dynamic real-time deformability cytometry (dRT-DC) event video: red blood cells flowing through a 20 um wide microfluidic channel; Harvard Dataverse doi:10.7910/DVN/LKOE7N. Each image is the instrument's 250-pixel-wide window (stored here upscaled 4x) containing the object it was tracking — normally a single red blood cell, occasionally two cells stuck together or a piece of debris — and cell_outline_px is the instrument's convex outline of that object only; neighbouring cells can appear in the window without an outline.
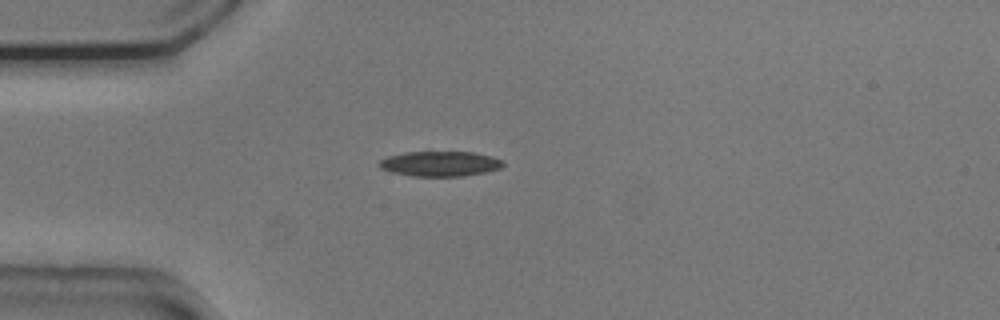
{"species": "common noctule bat (a hibernating species)", "species_latin": "Nyctalus noctula", "temperature_condition": "cold", "stored_images_in_passage": 33, "camera_frame_rate_fps": 3000, "um_per_image_px": 0.085, "animal": {"sex": "male", "body_mass_g": 20.5, "forearm_length_mm": 52.5}, "frame": {"image": 1, "passage_image": 1, "time_ms": 0.0, "image_size_px": [1000, 320], "cell_outline_px": [[504, 164], [500, 168], [484, 172], [464, 176], [412, 176], [392, 172], [380, 168], [376, 164], [380, 160], [388, 156], [404, 152], [476, 152], [492, 156], [504, 160]], "centroid_in_image_um": [37.4, 13.91], "position_along_channel_um": 47.6, "area_um2": 18.21}}
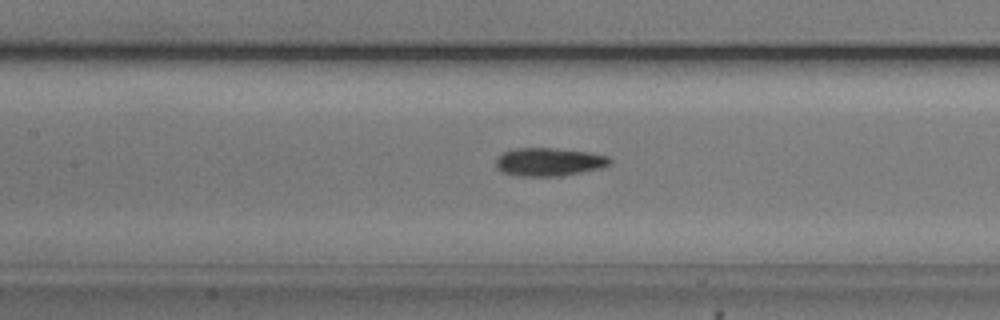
{"frame": {"image": 2, "passage_image": 11, "time_ms": 3.333, "image_size_px": [1000, 320], "cell_outline_px": [[612, 164], [600, 168], [560, 176], [516, 176], [500, 172], [496, 168], [496, 156], [500, 152], [516, 148], [552, 148], [588, 152], [608, 156], [612, 160]], "centroid_in_image_um": [46.61, 13.76], "position_along_channel_um": 160.8, "area_um2": 18.96}}
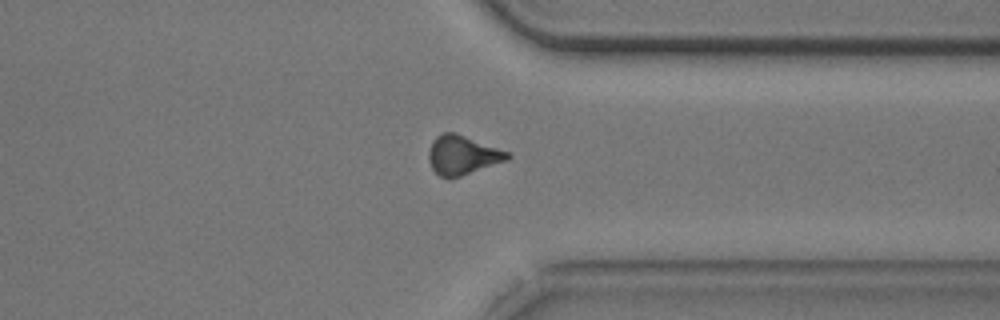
{"frame": {"image": 3, "passage_image": 28, "time_ms": 9.0, "image_size_px": [1000, 320], "cell_outline_px": [[512, 156], [508, 160], [448, 180], [440, 176], [432, 168], [428, 160], [428, 152], [432, 140], [440, 132], [456, 132], [512, 152]], "centroid_in_image_um": [39.32, 13.16], "position_along_channel_um": 372.1, "area_um2": 18.44}, "authors_computed_cell_mechanics": {"area_um2": 18.3226, "velocity_mm_per_s": 3.7708, "shape_relaxation_time_tau1_ms": 2.9103, "shape_relaxation_time_tau2_ms": 3.2694, "deformation_change_tau1": 0.1148, "deformation_change_tau2": 0.1047}}